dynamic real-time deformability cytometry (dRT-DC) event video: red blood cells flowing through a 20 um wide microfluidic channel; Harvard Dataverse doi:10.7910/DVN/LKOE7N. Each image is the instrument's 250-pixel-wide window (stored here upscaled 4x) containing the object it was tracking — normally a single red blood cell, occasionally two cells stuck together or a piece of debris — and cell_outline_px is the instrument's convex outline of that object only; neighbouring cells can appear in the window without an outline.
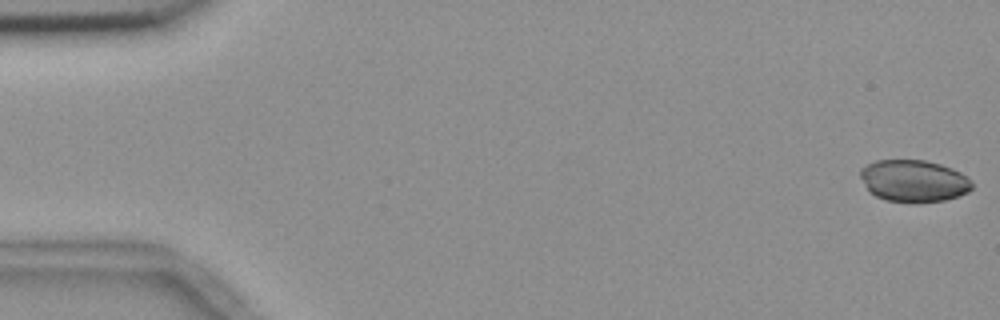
{"species": "common noctule bat (a hibernating species)", "species_latin": "Nyctalus noctula", "temperature_condition": "room temperature", "stored_images_in_passage": 55, "camera_frame_rate_fps": 3000, "um_per_image_px": 0.085, "animal": {"sex": "female", "body_mass_g": 18.4}, "frame": {"image": 1, "passage_image": 1, "time_ms": 0.0, "image_size_px": [1000, 320], "cell_outline_px": [[972, 188], [968, 192], [960, 196], [944, 200], [916, 204], [912, 204], [884, 200], [868, 192], [860, 176], [860, 168], [876, 160], [924, 160], [940, 164], [952, 168], [960, 172], [972, 180]], "centroid_in_image_um": [77.66, 15.4], "position_along_channel_um": 7.3, "area_um2": 27.86}}
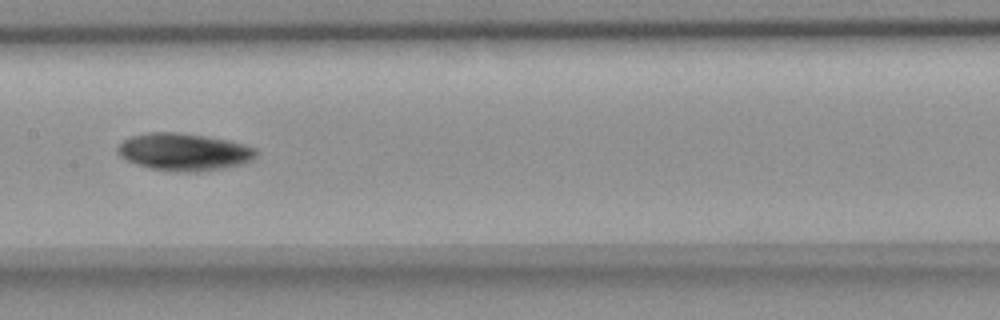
{"frame": {"image": 2, "passage_image": 28, "time_ms": 9.0, "image_size_px": [1000, 320], "cell_outline_px": [[256, 156], [252, 160], [244, 164], [196, 172], [184, 172], [152, 168], [128, 160], [120, 156], [116, 152], [116, 148], [124, 140], [132, 136], [148, 132], [176, 132], [204, 136], [228, 140], [256, 148]], "centroid_in_image_um": [15.65, 12.9], "position_along_channel_um": 191.8, "area_um2": 29.77}}
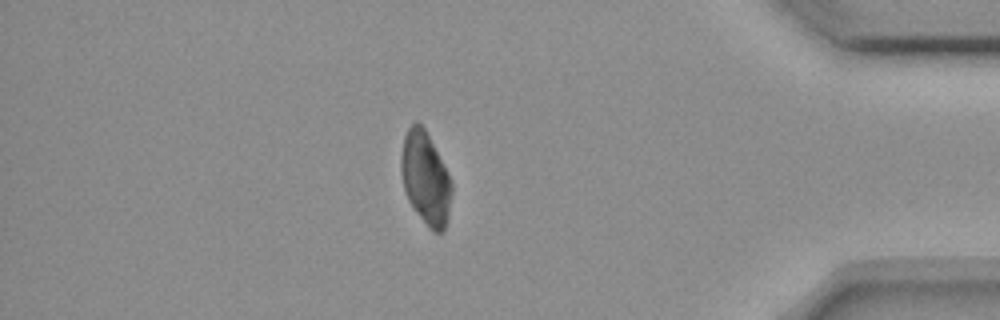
{"frame": {"image": 3, "passage_image": 48, "time_ms": 15.667, "image_size_px": [1000, 320], "cell_outline_px": [[452, 188], [448, 216], [444, 232], [432, 232], [428, 228], [416, 212], [408, 200], [404, 192], [400, 168], [400, 156], [404, 136], [408, 128], [416, 120], [424, 128], [452, 180]], "centroid_in_image_um": [36.15, 15.18], "position_along_channel_um": 399.0, "area_um2": 27.4}, "authors_computed_cell_mechanics": {"area_um2": 29.189, "velocity_mm_per_s": 3.6545, "shape_relaxation_time_tau1_ms": 8.5389, "shape_relaxation_time_tau2_ms": null, "deformation_change_tau1": 0.0704, "deformation_change_tau2": null}}